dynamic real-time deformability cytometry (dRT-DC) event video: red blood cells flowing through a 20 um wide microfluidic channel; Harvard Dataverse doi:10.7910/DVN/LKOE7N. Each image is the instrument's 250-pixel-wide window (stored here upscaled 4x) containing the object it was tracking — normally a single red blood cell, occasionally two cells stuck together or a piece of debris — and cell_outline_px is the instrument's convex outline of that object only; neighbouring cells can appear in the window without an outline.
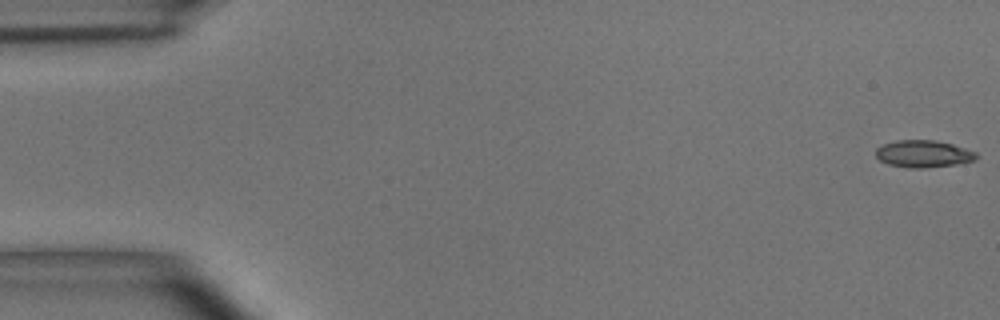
{"species": "common noctule bat (a hibernating species)", "species_latin": "Nyctalus noctula", "temperature_condition": "room temperature", "stored_images_in_passage": 55, "camera_frame_rate_fps": 3000, "um_per_image_px": 0.085, "animal": {"sex": "male", "body_mass_g": 15.6}, "frame": {"image": 1, "passage_image": 1, "time_ms": 0.0, "image_size_px": [1000, 320], "cell_outline_px": [[976, 160], [956, 164], [924, 168], [908, 168], [888, 164], [880, 160], [876, 156], [876, 148], [884, 144], [896, 140], [936, 140], [952, 144], [976, 152]], "centroid_in_image_um": [78.47, 13.07], "position_along_channel_um": 6.5, "area_um2": 15.84}}
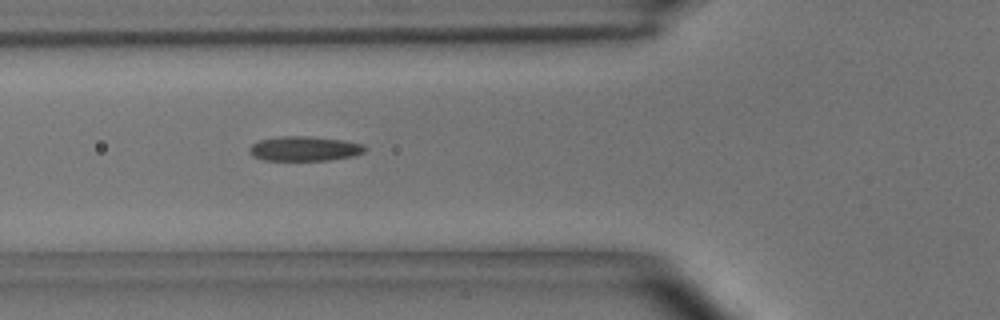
{"frame": {"image": 2, "passage_image": 20, "time_ms": 6.333, "image_size_px": [1000, 320], "cell_outline_px": [[368, 148], [364, 152], [356, 156], [328, 160], [264, 160], [252, 156], [248, 152], [248, 148], [252, 144], [260, 140], [280, 136], [308, 136], [344, 140], [364, 144]], "centroid_in_image_um": [25.9, 12.63], "position_along_channel_um": 99.9, "area_um2": 16.82}}
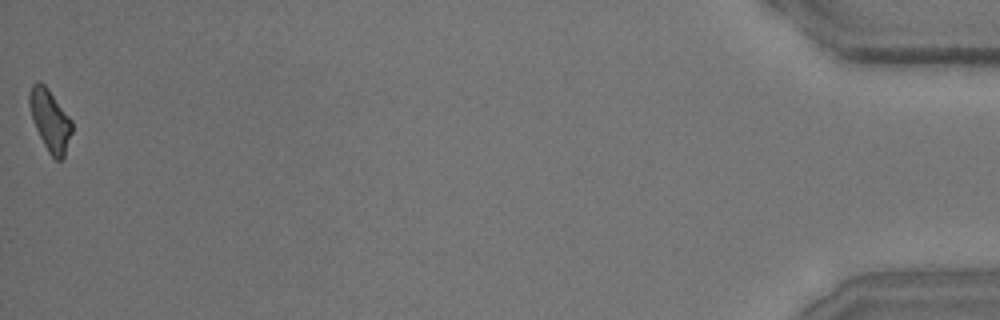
{"frame": {"image": 3, "passage_image": 55, "time_ms": 18.0, "image_size_px": [1000, 320], "cell_outline_px": [[72, 132], [64, 156], [60, 160], [56, 160], [48, 152], [32, 120], [28, 104], [28, 92], [32, 84], [44, 84], [48, 88], [72, 120]], "centroid_in_image_um": [4.24, 10.22], "position_along_channel_um": 431.0, "area_um2": 15.14}, "authors_computed_cell_mechanics": {"area_um2": 15.895, "velocity_mm_per_s": 3.6558, "shape_relaxation_time_tau1_ms": null, "shape_relaxation_time_tau2_ms": 3.2471, "deformation_change_tau1": null, "deformation_change_tau2": 0.1141}}